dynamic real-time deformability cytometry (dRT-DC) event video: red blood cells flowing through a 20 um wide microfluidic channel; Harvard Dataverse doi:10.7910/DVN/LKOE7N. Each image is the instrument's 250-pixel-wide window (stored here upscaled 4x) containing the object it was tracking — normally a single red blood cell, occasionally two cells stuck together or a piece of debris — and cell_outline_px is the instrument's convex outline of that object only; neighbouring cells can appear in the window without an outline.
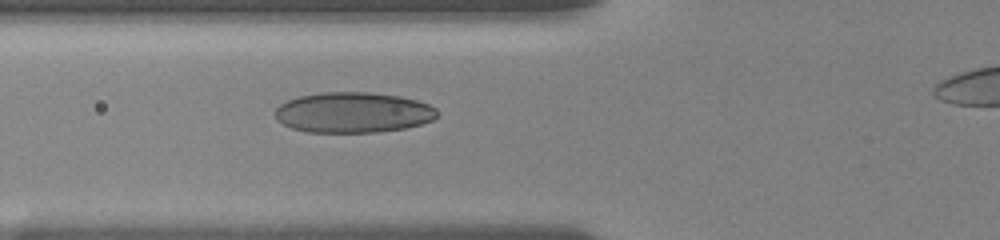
{"species": "human", "species_latin": "Homo sapiens", "temperature_condition": "room temperature", "stored_images_in_passage": 20, "camera_frame_rate_fps": 3000, "um_per_image_px": 0.085, "donor": {"sex": "female"}, "frame": {"image": 1, "passage_image": 20, "time_ms": 5.667, "image_size_px": [1000, 240], "cell_outline_px": [[440, 112], [432, 120], [420, 124], [404, 128], [376, 132], [308, 132], [292, 128], [276, 120], [276, 108], [280, 104], [288, 100], [300, 96], [320, 92], [368, 92], [400, 96], [416, 100], [428, 104], [436, 108]], "centroid_in_image_um": [30.02, 9.55], "position_along_channel_um": 95.8, "area_um2": 38.21}}